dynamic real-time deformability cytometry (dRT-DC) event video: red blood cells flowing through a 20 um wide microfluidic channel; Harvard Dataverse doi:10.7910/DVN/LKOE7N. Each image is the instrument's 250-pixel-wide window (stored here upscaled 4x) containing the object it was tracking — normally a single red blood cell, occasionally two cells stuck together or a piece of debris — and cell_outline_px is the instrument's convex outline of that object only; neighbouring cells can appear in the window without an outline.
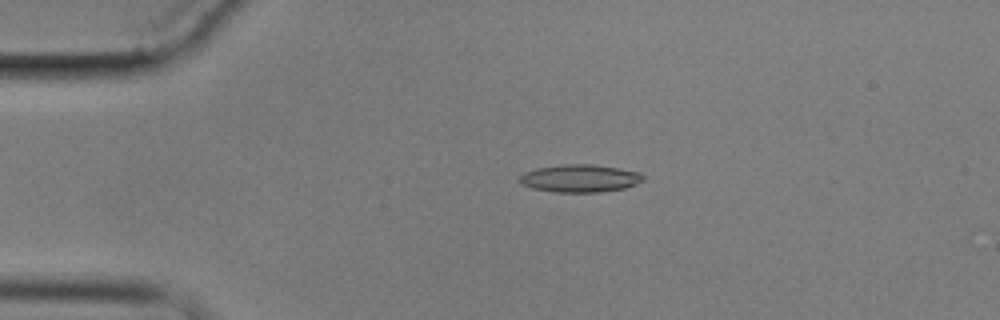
{"species": "common noctule bat (a hibernating species)", "species_latin": "Nyctalus noctula", "temperature_condition": "cold", "stored_images_in_passage": 2, "camera_frame_rate_fps": 3000, "um_per_image_px": 0.085, "animal": {"sex": "male", "body_mass_g": 17.9}, "frame": {"image": 1, "passage_image": 1, "time_ms": 0.0, "image_size_px": [1000, 320], "cell_outline_px": [[644, 180], [636, 184], [624, 188], [600, 192], [556, 192], [532, 188], [520, 184], [520, 176], [524, 172], [536, 168], [564, 164], [592, 164], [620, 168], [640, 172], [644, 176]], "centroid_in_image_um": [49.31, 15.15], "position_along_channel_um": 35.7, "area_um2": 20.0}}